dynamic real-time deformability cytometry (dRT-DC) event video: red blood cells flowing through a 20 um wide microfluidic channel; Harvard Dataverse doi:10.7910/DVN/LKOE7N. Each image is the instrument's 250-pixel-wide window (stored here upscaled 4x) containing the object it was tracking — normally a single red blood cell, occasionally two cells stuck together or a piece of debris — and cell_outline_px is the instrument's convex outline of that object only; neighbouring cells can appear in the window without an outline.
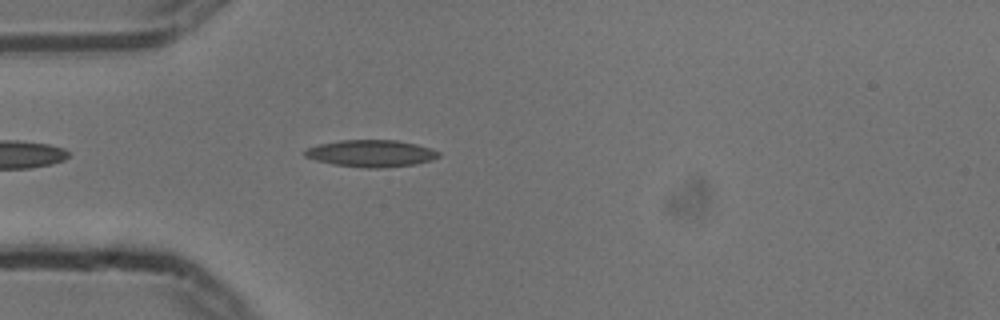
{"species": "common noctule bat (a hibernating species)", "species_latin": "Nyctalus noctula", "temperature_condition": "cold", "stored_images_in_passage": 11, "camera_frame_rate_fps": 3000, "um_per_image_px": 0.085, "animal": {"sex": "male", "body_mass_g": 13.3}, "frame": {"image": 1, "passage_image": 4, "time_ms": 1.0, "image_size_px": [1000, 320], "cell_outline_px": [[440, 156], [432, 160], [416, 164], [384, 168], [364, 168], [332, 164], [316, 160], [304, 156], [304, 152], [308, 148], [320, 144], [340, 140], [396, 140], [416, 144], [432, 148], [440, 152]], "centroid_in_image_um": [31.58, 13.04], "position_along_channel_um": 53.4, "area_um2": 21.1}}
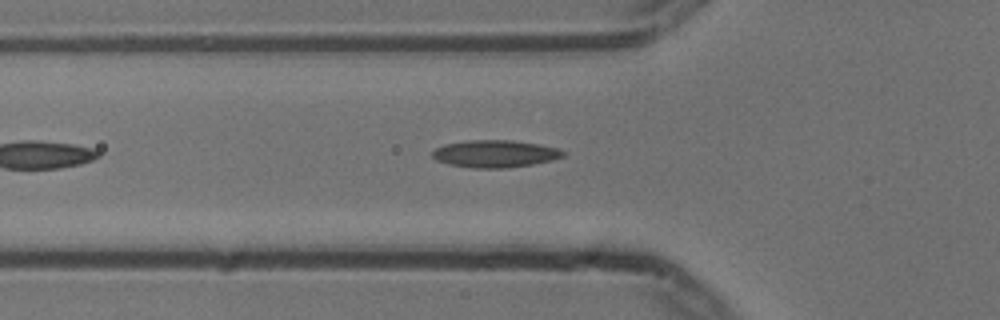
{"frame": {"image": 2, "passage_image": 7, "time_ms": 2.0, "image_size_px": [1000, 320], "cell_outline_px": [[564, 156], [552, 160], [532, 164], [504, 168], [472, 168], [448, 164], [436, 160], [432, 156], [432, 152], [436, 148], [444, 144], [464, 140], [512, 140], [540, 144], [556, 148], [564, 152]], "centroid_in_image_um": [42.04, 13.06], "position_along_channel_um": 83.8, "area_um2": 20.81}}